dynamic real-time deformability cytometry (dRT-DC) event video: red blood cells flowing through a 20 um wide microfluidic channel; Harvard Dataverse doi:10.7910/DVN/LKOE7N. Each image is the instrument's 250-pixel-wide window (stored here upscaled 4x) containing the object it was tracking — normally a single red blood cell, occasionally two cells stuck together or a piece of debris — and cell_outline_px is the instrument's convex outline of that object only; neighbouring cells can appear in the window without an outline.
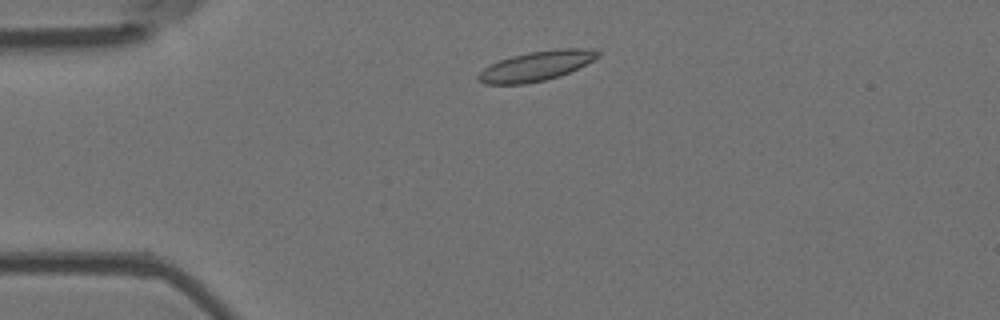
{"species": "Egyptian fruit bat (a non-hibernating species)", "species_latin": "Rousettus aegyptiacus", "temperature_condition": "room temperature", "stored_images_in_passage": 36, "camera_frame_rate_fps": 3000, "um_per_image_px": 0.085, "animal": {"sex": "female"}, "frame": {"image": 1, "passage_image": 1, "time_ms": 0.0, "image_size_px": [1000, 320], "cell_outline_px": [[600, 56], [560, 76], [544, 80], [524, 84], [484, 84], [476, 80], [476, 76], [484, 68], [500, 60], [512, 56], [528, 52], [560, 48], [588, 48], [600, 52]], "centroid_in_image_um": [45.55, 5.61], "position_along_channel_um": 39.4, "area_um2": 20.52}}
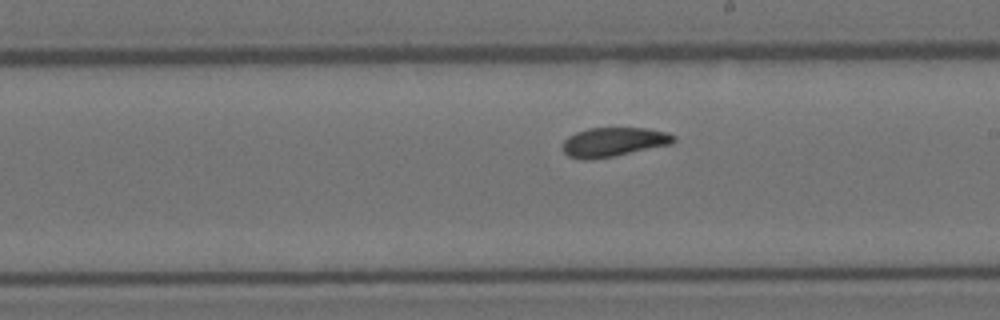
{"frame": {"image": 2, "passage_image": 20, "time_ms": 6.333, "image_size_px": [1000, 320], "cell_outline_px": [[676, 140], [672, 144], [592, 160], [580, 160], [568, 156], [560, 148], [560, 144], [568, 136], [576, 132], [588, 128], [648, 128], [668, 132], [676, 136]], "centroid_in_image_um": [52.12, 12.07], "position_along_channel_um": 236.9, "area_um2": 19.19}}
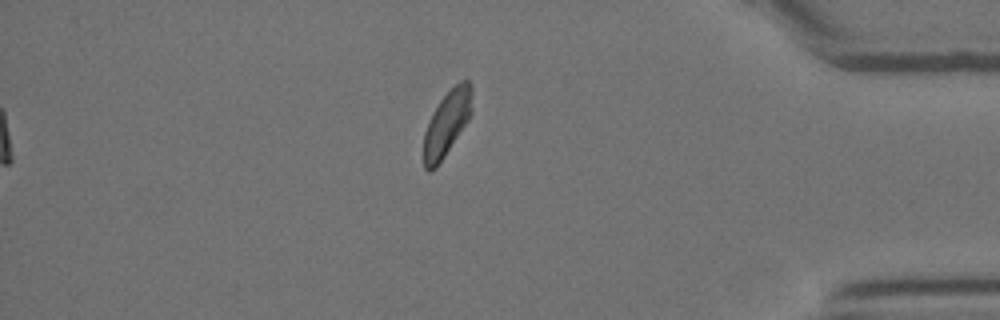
{"frame": {"image": 3, "passage_image": 36, "time_ms": 11.667, "image_size_px": [1000, 320], "cell_outline_px": [[472, 112], [468, 120], [436, 168], [428, 172], [424, 168], [424, 132], [428, 120], [432, 112], [440, 100], [460, 80], [468, 80], [472, 84]], "centroid_in_image_um": [37.98, 10.46], "position_along_channel_um": 397.2, "area_um2": 18.26}, "authors_computed_cell_mechanics": {"area_um2": 19.5942, "velocity_mm_per_s": 3.6203, "shape_relaxation_time_tau1_ms": 5.5924, "shape_relaxation_time_tau2_ms": 1.6254, "deformation_change_tau1": 0.1402, "deformation_change_tau2": 0.0702}}